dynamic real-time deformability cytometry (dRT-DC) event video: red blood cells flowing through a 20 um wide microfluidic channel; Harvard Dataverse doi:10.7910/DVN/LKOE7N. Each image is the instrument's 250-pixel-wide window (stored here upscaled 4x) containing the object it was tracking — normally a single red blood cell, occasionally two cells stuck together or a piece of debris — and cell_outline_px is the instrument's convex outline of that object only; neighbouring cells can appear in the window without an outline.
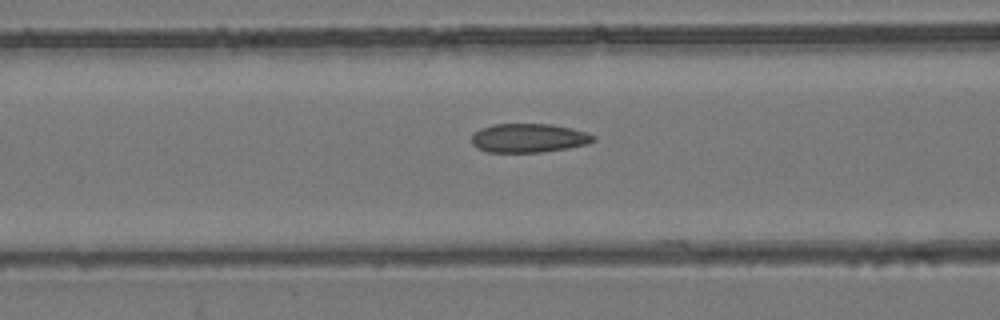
{"species": "common noctule bat (a hibernating species)", "species_latin": "Nyctalus noctula", "temperature_condition": "room temperature", "stored_images_in_passage": 53, "camera_frame_rate_fps": 3000, "um_per_image_px": 0.085, "animal": {"sex": "female", "body_mass_g": 24.6, "forearm_length_mm": 56.2}, "frame": {"image": 1, "passage_image": 22, "time_ms": 7.0, "image_size_px": [1000, 320], "cell_outline_px": [[596, 140], [588, 144], [568, 148], [540, 152], [488, 152], [476, 148], [472, 144], [472, 136], [480, 128], [492, 124], [552, 124], [572, 128], [588, 132], [596, 136]], "centroid_in_image_um": [44.97, 11.73], "position_along_channel_um": 121.6, "area_um2": 20.69}}
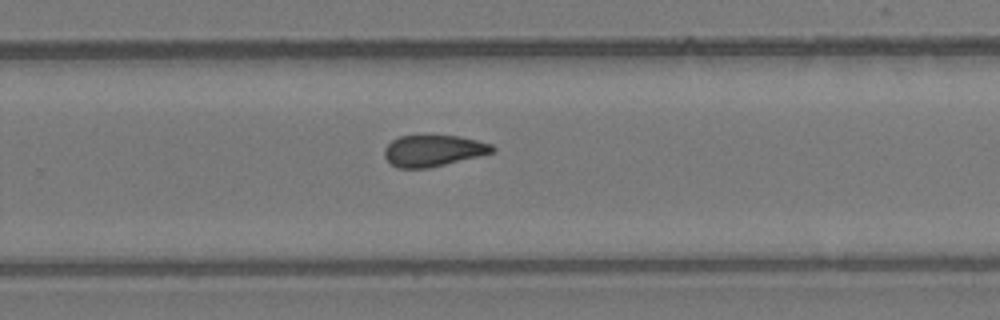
{"frame": {"image": 2, "passage_image": 35, "time_ms": 11.333, "image_size_px": [1000, 320], "cell_outline_px": [[496, 152], [480, 156], [428, 168], [396, 168], [384, 156], [384, 148], [392, 140], [400, 136], [460, 136], [492, 144], [496, 148]], "centroid_in_image_um": [36.85, 12.81], "position_along_channel_um": 292.9, "area_um2": 19.71}}
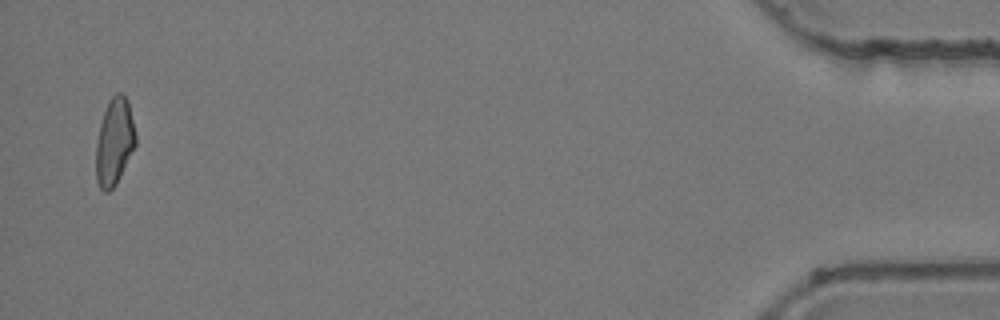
{"frame": {"image": 3, "passage_image": 52, "time_ms": 17.0, "image_size_px": [1000, 320], "cell_outline_px": [[136, 144], [116, 184], [108, 192], [104, 192], [100, 188], [96, 180], [96, 144], [100, 124], [108, 100], [116, 92], [120, 92], [128, 100], [136, 136]], "centroid_in_image_um": [9.72, 12.04], "position_along_channel_um": 425.5, "area_um2": 20.0}}